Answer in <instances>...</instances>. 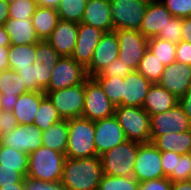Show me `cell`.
<instances>
[{
    "label": "cell",
    "instance_id": "c3c4849f",
    "mask_svg": "<svg viewBox=\"0 0 191 190\" xmlns=\"http://www.w3.org/2000/svg\"><path fill=\"white\" fill-rule=\"evenodd\" d=\"M176 62L191 65V43L181 40L176 44Z\"/></svg>",
    "mask_w": 191,
    "mask_h": 190
},
{
    "label": "cell",
    "instance_id": "9c48e42d",
    "mask_svg": "<svg viewBox=\"0 0 191 190\" xmlns=\"http://www.w3.org/2000/svg\"><path fill=\"white\" fill-rule=\"evenodd\" d=\"M119 42L118 58L133 70L137 71L141 59L148 49V38L139 30H115Z\"/></svg>",
    "mask_w": 191,
    "mask_h": 190
},
{
    "label": "cell",
    "instance_id": "83f0119b",
    "mask_svg": "<svg viewBox=\"0 0 191 190\" xmlns=\"http://www.w3.org/2000/svg\"><path fill=\"white\" fill-rule=\"evenodd\" d=\"M152 143L160 151H172L181 155L188 154L191 151V130L161 135Z\"/></svg>",
    "mask_w": 191,
    "mask_h": 190
},
{
    "label": "cell",
    "instance_id": "bcb514c9",
    "mask_svg": "<svg viewBox=\"0 0 191 190\" xmlns=\"http://www.w3.org/2000/svg\"><path fill=\"white\" fill-rule=\"evenodd\" d=\"M172 182L167 178L148 180L140 183L138 190H171Z\"/></svg>",
    "mask_w": 191,
    "mask_h": 190
},
{
    "label": "cell",
    "instance_id": "74e56055",
    "mask_svg": "<svg viewBox=\"0 0 191 190\" xmlns=\"http://www.w3.org/2000/svg\"><path fill=\"white\" fill-rule=\"evenodd\" d=\"M38 4L36 0H16V1H9L8 5V13L9 18L12 19H29L32 18Z\"/></svg>",
    "mask_w": 191,
    "mask_h": 190
},
{
    "label": "cell",
    "instance_id": "e575fe53",
    "mask_svg": "<svg viewBox=\"0 0 191 190\" xmlns=\"http://www.w3.org/2000/svg\"><path fill=\"white\" fill-rule=\"evenodd\" d=\"M87 0H61L57 8L59 19L81 23Z\"/></svg>",
    "mask_w": 191,
    "mask_h": 190
},
{
    "label": "cell",
    "instance_id": "4316f807",
    "mask_svg": "<svg viewBox=\"0 0 191 190\" xmlns=\"http://www.w3.org/2000/svg\"><path fill=\"white\" fill-rule=\"evenodd\" d=\"M32 24L39 40H47L59 21L57 9L38 6Z\"/></svg>",
    "mask_w": 191,
    "mask_h": 190
},
{
    "label": "cell",
    "instance_id": "ab89813d",
    "mask_svg": "<svg viewBox=\"0 0 191 190\" xmlns=\"http://www.w3.org/2000/svg\"><path fill=\"white\" fill-rule=\"evenodd\" d=\"M156 37L165 39L174 44L179 43L182 37V18L173 16L168 21L164 30H161Z\"/></svg>",
    "mask_w": 191,
    "mask_h": 190
},
{
    "label": "cell",
    "instance_id": "f546056e",
    "mask_svg": "<svg viewBox=\"0 0 191 190\" xmlns=\"http://www.w3.org/2000/svg\"><path fill=\"white\" fill-rule=\"evenodd\" d=\"M36 61V43L9 46V69L17 71L18 68L30 67Z\"/></svg>",
    "mask_w": 191,
    "mask_h": 190
},
{
    "label": "cell",
    "instance_id": "f1b7e54d",
    "mask_svg": "<svg viewBox=\"0 0 191 190\" xmlns=\"http://www.w3.org/2000/svg\"><path fill=\"white\" fill-rule=\"evenodd\" d=\"M68 144V124L62 119L42 132V145L60 153H66Z\"/></svg>",
    "mask_w": 191,
    "mask_h": 190
},
{
    "label": "cell",
    "instance_id": "7402d4cb",
    "mask_svg": "<svg viewBox=\"0 0 191 190\" xmlns=\"http://www.w3.org/2000/svg\"><path fill=\"white\" fill-rule=\"evenodd\" d=\"M172 17L161 1L149 4L139 31L148 39L156 37Z\"/></svg>",
    "mask_w": 191,
    "mask_h": 190
},
{
    "label": "cell",
    "instance_id": "5b68a950",
    "mask_svg": "<svg viewBox=\"0 0 191 190\" xmlns=\"http://www.w3.org/2000/svg\"><path fill=\"white\" fill-rule=\"evenodd\" d=\"M114 116L128 140L150 143V115L142 107L118 106L115 107Z\"/></svg>",
    "mask_w": 191,
    "mask_h": 190
},
{
    "label": "cell",
    "instance_id": "4dcf8cb0",
    "mask_svg": "<svg viewBox=\"0 0 191 190\" xmlns=\"http://www.w3.org/2000/svg\"><path fill=\"white\" fill-rule=\"evenodd\" d=\"M0 165L1 167L18 168V172L26 178L28 172V154L0 145Z\"/></svg>",
    "mask_w": 191,
    "mask_h": 190
},
{
    "label": "cell",
    "instance_id": "d6986e66",
    "mask_svg": "<svg viewBox=\"0 0 191 190\" xmlns=\"http://www.w3.org/2000/svg\"><path fill=\"white\" fill-rule=\"evenodd\" d=\"M77 37L78 23L59 19L47 42L60 56L71 57L75 49Z\"/></svg>",
    "mask_w": 191,
    "mask_h": 190
},
{
    "label": "cell",
    "instance_id": "ac0fdd59",
    "mask_svg": "<svg viewBox=\"0 0 191 190\" xmlns=\"http://www.w3.org/2000/svg\"><path fill=\"white\" fill-rule=\"evenodd\" d=\"M28 92L16 71L6 69L0 72V110L13 111L18 97Z\"/></svg>",
    "mask_w": 191,
    "mask_h": 190
},
{
    "label": "cell",
    "instance_id": "484cf974",
    "mask_svg": "<svg viewBox=\"0 0 191 190\" xmlns=\"http://www.w3.org/2000/svg\"><path fill=\"white\" fill-rule=\"evenodd\" d=\"M4 27L9 35L11 45L32 44L40 41L32 24V19L9 18Z\"/></svg>",
    "mask_w": 191,
    "mask_h": 190
},
{
    "label": "cell",
    "instance_id": "3957f363",
    "mask_svg": "<svg viewBox=\"0 0 191 190\" xmlns=\"http://www.w3.org/2000/svg\"><path fill=\"white\" fill-rule=\"evenodd\" d=\"M68 144L65 157L77 159L96 156L94 121L76 117L67 120Z\"/></svg>",
    "mask_w": 191,
    "mask_h": 190
},
{
    "label": "cell",
    "instance_id": "9a60e30c",
    "mask_svg": "<svg viewBox=\"0 0 191 190\" xmlns=\"http://www.w3.org/2000/svg\"><path fill=\"white\" fill-rule=\"evenodd\" d=\"M119 42L115 31L105 32L93 52L89 65L85 68L87 77L98 75L111 61L118 58Z\"/></svg>",
    "mask_w": 191,
    "mask_h": 190
},
{
    "label": "cell",
    "instance_id": "11a10c76",
    "mask_svg": "<svg viewBox=\"0 0 191 190\" xmlns=\"http://www.w3.org/2000/svg\"><path fill=\"white\" fill-rule=\"evenodd\" d=\"M171 190H191V179L172 182Z\"/></svg>",
    "mask_w": 191,
    "mask_h": 190
},
{
    "label": "cell",
    "instance_id": "d590c367",
    "mask_svg": "<svg viewBox=\"0 0 191 190\" xmlns=\"http://www.w3.org/2000/svg\"><path fill=\"white\" fill-rule=\"evenodd\" d=\"M140 183L133 177L124 176H102L98 190H138Z\"/></svg>",
    "mask_w": 191,
    "mask_h": 190
},
{
    "label": "cell",
    "instance_id": "db71d44e",
    "mask_svg": "<svg viewBox=\"0 0 191 190\" xmlns=\"http://www.w3.org/2000/svg\"><path fill=\"white\" fill-rule=\"evenodd\" d=\"M8 5L9 1H0V26H4L9 19Z\"/></svg>",
    "mask_w": 191,
    "mask_h": 190
},
{
    "label": "cell",
    "instance_id": "91938a15",
    "mask_svg": "<svg viewBox=\"0 0 191 190\" xmlns=\"http://www.w3.org/2000/svg\"><path fill=\"white\" fill-rule=\"evenodd\" d=\"M140 1L147 4V5H149V4L161 1V0H140Z\"/></svg>",
    "mask_w": 191,
    "mask_h": 190
},
{
    "label": "cell",
    "instance_id": "6da1fadb",
    "mask_svg": "<svg viewBox=\"0 0 191 190\" xmlns=\"http://www.w3.org/2000/svg\"><path fill=\"white\" fill-rule=\"evenodd\" d=\"M102 176L99 156L66 157L60 182L67 190H98Z\"/></svg>",
    "mask_w": 191,
    "mask_h": 190
},
{
    "label": "cell",
    "instance_id": "60d3db41",
    "mask_svg": "<svg viewBox=\"0 0 191 190\" xmlns=\"http://www.w3.org/2000/svg\"><path fill=\"white\" fill-rule=\"evenodd\" d=\"M132 71L133 70L128 66V64L124 63L123 60L117 58L111 61L98 75H96L93 78H124Z\"/></svg>",
    "mask_w": 191,
    "mask_h": 190
},
{
    "label": "cell",
    "instance_id": "e0dca14e",
    "mask_svg": "<svg viewBox=\"0 0 191 190\" xmlns=\"http://www.w3.org/2000/svg\"><path fill=\"white\" fill-rule=\"evenodd\" d=\"M158 84L179 99L191 87V65L174 62L166 66Z\"/></svg>",
    "mask_w": 191,
    "mask_h": 190
},
{
    "label": "cell",
    "instance_id": "ee69618b",
    "mask_svg": "<svg viewBox=\"0 0 191 190\" xmlns=\"http://www.w3.org/2000/svg\"><path fill=\"white\" fill-rule=\"evenodd\" d=\"M23 179L18 168L1 167L0 165V187L20 183Z\"/></svg>",
    "mask_w": 191,
    "mask_h": 190
},
{
    "label": "cell",
    "instance_id": "7a4b0ae2",
    "mask_svg": "<svg viewBox=\"0 0 191 190\" xmlns=\"http://www.w3.org/2000/svg\"><path fill=\"white\" fill-rule=\"evenodd\" d=\"M66 157L64 153L41 146L28 154L27 180L42 183L61 181Z\"/></svg>",
    "mask_w": 191,
    "mask_h": 190
},
{
    "label": "cell",
    "instance_id": "f35d334b",
    "mask_svg": "<svg viewBox=\"0 0 191 190\" xmlns=\"http://www.w3.org/2000/svg\"><path fill=\"white\" fill-rule=\"evenodd\" d=\"M60 57L61 56L47 40H40L36 43V60L43 65H51L54 67Z\"/></svg>",
    "mask_w": 191,
    "mask_h": 190
},
{
    "label": "cell",
    "instance_id": "d6a6232c",
    "mask_svg": "<svg viewBox=\"0 0 191 190\" xmlns=\"http://www.w3.org/2000/svg\"><path fill=\"white\" fill-rule=\"evenodd\" d=\"M62 120L52 101L46 95L37 110L33 124L42 131L48 130L52 124Z\"/></svg>",
    "mask_w": 191,
    "mask_h": 190
},
{
    "label": "cell",
    "instance_id": "9f6ffc18",
    "mask_svg": "<svg viewBox=\"0 0 191 190\" xmlns=\"http://www.w3.org/2000/svg\"><path fill=\"white\" fill-rule=\"evenodd\" d=\"M27 179L24 178L20 183H13L12 185L2 186L0 190H26Z\"/></svg>",
    "mask_w": 191,
    "mask_h": 190
},
{
    "label": "cell",
    "instance_id": "8992f818",
    "mask_svg": "<svg viewBox=\"0 0 191 190\" xmlns=\"http://www.w3.org/2000/svg\"><path fill=\"white\" fill-rule=\"evenodd\" d=\"M62 119L82 117L85 102V81L57 91L44 92Z\"/></svg>",
    "mask_w": 191,
    "mask_h": 190
},
{
    "label": "cell",
    "instance_id": "4fadbf2b",
    "mask_svg": "<svg viewBox=\"0 0 191 190\" xmlns=\"http://www.w3.org/2000/svg\"><path fill=\"white\" fill-rule=\"evenodd\" d=\"M94 126L96 156L128 140L115 116L94 121Z\"/></svg>",
    "mask_w": 191,
    "mask_h": 190
},
{
    "label": "cell",
    "instance_id": "681fc988",
    "mask_svg": "<svg viewBox=\"0 0 191 190\" xmlns=\"http://www.w3.org/2000/svg\"><path fill=\"white\" fill-rule=\"evenodd\" d=\"M26 190H67V189L61 184V182L42 183V182L27 180Z\"/></svg>",
    "mask_w": 191,
    "mask_h": 190
},
{
    "label": "cell",
    "instance_id": "ba28073f",
    "mask_svg": "<svg viewBox=\"0 0 191 190\" xmlns=\"http://www.w3.org/2000/svg\"><path fill=\"white\" fill-rule=\"evenodd\" d=\"M84 99L83 118L97 121L114 116L115 106H113L105 95L103 88L94 78L88 77L85 80Z\"/></svg>",
    "mask_w": 191,
    "mask_h": 190
},
{
    "label": "cell",
    "instance_id": "680465c9",
    "mask_svg": "<svg viewBox=\"0 0 191 190\" xmlns=\"http://www.w3.org/2000/svg\"><path fill=\"white\" fill-rule=\"evenodd\" d=\"M9 35L6 32L4 26H0V47L2 46H10Z\"/></svg>",
    "mask_w": 191,
    "mask_h": 190
},
{
    "label": "cell",
    "instance_id": "7bdbcfd3",
    "mask_svg": "<svg viewBox=\"0 0 191 190\" xmlns=\"http://www.w3.org/2000/svg\"><path fill=\"white\" fill-rule=\"evenodd\" d=\"M167 10L179 18L191 16V0H161Z\"/></svg>",
    "mask_w": 191,
    "mask_h": 190
},
{
    "label": "cell",
    "instance_id": "816d5d0a",
    "mask_svg": "<svg viewBox=\"0 0 191 190\" xmlns=\"http://www.w3.org/2000/svg\"><path fill=\"white\" fill-rule=\"evenodd\" d=\"M181 40L191 43V16L182 19Z\"/></svg>",
    "mask_w": 191,
    "mask_h": 190
},
{
    "label": "cell",
    "instance_id": "30bf717a",
    "mask_svg": "<svg viewBox=\"0 0 191 190\" xmlns=\"http://www.w3.org/2000/svg\"><path fill=\"white\" fill-rule=\"evenodd\" d=\"M113 29L139 30L147 4L140 0H110Z\"/></svg>",
    "mask_w": 191,
    "mask_h": 190
},
{
    "label": "cell",
    "instance_id": "603a6c76",
    "mask_svg": "<svg viewBox=\"0 0 191 190\" xmlns=\"http://www.w3.org/2000/svg\"><path fill=\"white\" fill-rule=\"evenodd\" d=\"M179 103V99L158 83H153L147 92L142 108L151 116L163 113Z\"/></svg>",
    "mask_w": 191,
    "mask_h": 190
},
{
    "label": "cell",
    "instance_id": "7dc6e473",
    "mask_svg": "<svg viewBox=\"0 0 191 190\" xmlns=\"http://www.w3.org/2000/svg\"><path fill=\"white\" fill-rule=\"evenodd\" d=\"M189 179H191V161L188 153L183 154L180 158H178L177 181Z\"/></svg>",
    "mask_w": 191,
    "mask_h": 190
},
{
    "label": "cell",
    "instance_id": "836d02e7",
    "mask_svg": "<svg viewBox=\"0 0 191 190\" xmlns=\"http://www.w3.org/2000/svg\"><path fill=\"white\" fill-rule=\"evenodd\" d=\"M148 50H150L165 65L176 62V44L165 39L152 37L148 39Z\"/></svg>",
    "mask_w": 191,
    "mask_h": 190
},
{
    "label": "cell",
    "instance_id": "44dd1931",
    "mask_svg": "<svg viewBox=\"0 0 191 190\" xmlns=\"http://www.w3.org/2000/svg\"><path fill=\"white\" fill-rule=\"evenodd\" d=\"M81 23L104 32L114 31L110 0H87Z\"/></svg>",
    "mask_w": 191,
    "mask_h": 190
},
{
    "label": "cell",
    "instance_id": "2e32d148",
    "mask_svg": "<svg viewBox=\"0 0 191 190\" xmlns=\"http://www.w3.org/2000/svg\"><path fill=\"white\" fill-rule=\"evenodd\" d=\"M105 32L99 28L79 23L78 37L76 45L71 57L84 68H86L92 60L93 52L100 42Z\"/></svg>",
    "mask_w": 191,
    "mask_h": 190
},
{
    "label": "cell",
    "instance_id": "6f0895ef",
    "mask_svg": "<svg viewBox=\"0 0 191 190\" xmlns=\"http://www.w3.org/2000/svg\"><path fill=\"white\" fill-rule=\"evenodd\" d=\"M61 0H36V3L40 7H48L57 9Z\"/></svg>",
    "mask_w": 191,
    "mask_h": 190
},
{
    "label": "cell",
    "instance_id": "f6af8a7d",
    "mask_svg": "<svg viewBox=\"0 0 191 190\" xmlns=\"http://www.w3.org/2000/svg\"><path fill=\"white\" fill-rule=\"evenodd\" d=\"M18 126L13 111L0 110V137L11 132Z\"/></svg>",
    "mask_w": 191,
    "mask_h": 190
},
{
    "label": "cell",
    "instance_id": "d4e9b609",
    "mask_svg": "<svg viewBox=\"0 0 191 190\" xmlns=\"http://www.w3.org/2000/svg\"><path fill=\"white\" fill-rule=\"evenodd\" d=\"M46 96L44 92H33L22 94L13 108V114L18 125H33L37 110L42 99Z\"/></svg>",
    "mask_w": 191,
    "mask_h": 190
},
{
    "label": "cell",
    "instance_id": "ffe728a7",
    "mask_svg": "<svg viewBox=\"0 0 191 190\" xmlns=\"http://www.w3.org/2000/svg\"><path fill=\"white\" fill-rule=\"evenodd\" d=\"M151 85L138 71L126 75L122 89V106L142 107Z\"/></svg>",
    "mask_w": 191,
    "mask_h": 190
},
{
    "label": "cell",
    "instance_id": "7c38bea8",
    "mask_svg": "<svg viewBox=\"0 0 191 190\" xmlns=\"http://www.w3.org/2000/svg\"><path fill=\"white\" fill-rule=\"evenodd\" d=\"M151 133L150 142L152 143L157 137L169 133H181L191 130V121L184 113L179 103L163 112L150 116Z\"/></svg>",
    "mask_w": 191,
    "mask_h": 190
},
{
    "label": "cell",
    "instance_id": "1f68e13d",
    "mask_svg": "<svg viewBox=\"0 0 191 190\" xmlns=\"http://www.w3.org/2000/svg\"><path fill=\"white\" fill-rule=\"evenodd\" d=\"M165 67L157 56L147 49L139 63L137 71L153 84L159 82Z\"/></svg>",
    "mask_w": 191,
    "mask_h": 190
},
{
    "label": "cell",
    "instance_id": "f5cc1de1",
    "mask_svg": "<svg viewBox=\"0 0 191 190\" xmlns=\"http://www.w3.org/2000/svg\"><path fill=\"white\" fill-rule=\"evenodd\" d=\"M8 53L9 46L0 47V72L9 69Z\"/></svg>",
    "mask_w": 191,
    "mask_h": 190
},
{
    "label": "cell",
    "instance_id": "5bb4252c",
    "mask_svg": "<svg viewBox=\"0 0 191 190\" xmlns=\"http://www.w3.org/2000/svg\"><path fill=\"white\" fill-rule=\"evenodd\" d=\"M42 132L34 124L18 125L14 130L0 137V144L29 154L42 146Z\"/></svg>",
    "mask_w": 191,
    "mask_h": 190
},
{
    "label": "cell",
    "instance_id": "f907efd6",
    "mask_svg": "<svg viewBox=\"0 0 191 190\" xmlns=\"http://www.w3.org/2000/svg\"><path fill=\"white\" fill-rule=\"evenodd\" d=\"M179 105L191 121V87L179 98Z\"/></svg>",
    "mask_w": 191,
    "mask_h": 190
},
{
    "label": "cell",
    "instance_id": "52a82bcc",
    "mask_svg": "<svg viewBox=\"0 0 191 190\" xmlns=\"http://www.w3.org/2000/svg\"><path fill=\"white\" fill-rule=\"evenodd\" d=\"M87 78L85 68L81 64L77 63L72 57L61 56L53 67L48 87L44 92L79 85Z\"/></svg>",
    "mask_w": 191,
    "mask_h": 190
},
{
    "label": "cell",
    "instance_id": "8d00e7d4",
    "mask_svg": "<svg viewBox=\"0 0 191 190\" xmlns=\"http://www.w3.org/2000/svg\"><path fill=\"white\" fill-rule=\"evenodd\" d=\"M103 88L105 95L108 97L113 106H122V89L124 78H94Z\"/></svg>",
    "mask_w": 191,
    "mask_h": 190
},
{
    "label": "cell",
    "instance_id": "cb8c5ba5",
    "mask_svg": "<svg viewBox=\"0 0 191 190\" xmlns=\"http://www.w3.org/2000/svg\"><path fill=\"white\" fill-rule=\"evenodd\" d=\"M52 70L53 66L43 65L36 61L34 64H30V67L18 68L16 72L29 91L44 92L48 87Z\"/></svg>",
    "mask_w": 191,
    "mask_h": 190
},
{
    "label": "cell",
    "instance_id": "b9f144b4",
    "mask_svg": "<svg viewBox=\"0 0 191 190\" xmlns=\"http://www.w3.org/2000/svg\"><path fill=\"white\" fill-rule=\"evenodd\" d=\"M181 154L172 151H161V164L164 175L171 181H177L178 158Z\"/></svg>",
    "mask_w": 191,
    "mask_h": 190
},
{
    "label": "cell",
    "instance_id": "277c9868",
    "mask_svg": "<svg viewBox=\"0 0 191 190\" xmlns=\"http://www.w3.org/2000/svg\"><path fill=\"white\" fill-rule=\"evenodd\" d=\"M140 144L127 140L99 156L103 174L124 177L133 176L138 146Z\"/></svg>",
    "mask_w": 191,
    "mask_h": 190
},
{
    "label": "cell",
    "instance_id": "8fae6325",
    "mask_svg": "<svg viewBox=\"0 0 191 190\" xmlns=\"http://www.w3.org/2000/svg\"><path fill=\"white\" fill-rule=\"evenodd\" d=\"M133 177L139 183L166 177L161 164V151L153 143L138 146Z\"/></svg>",
    "mask_w": 191,
    "mask_h": 190
}]
</instances>
